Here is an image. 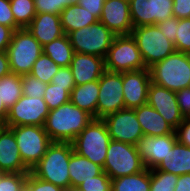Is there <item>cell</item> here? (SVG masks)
I'll list each match as a JSON object with an SVG mask.
<instances>
[{
    "instance_id": "6da1fadb",
    "label": "cell",
    "mask_w": 190,
    "mask_h": 191,
    "mask_svg": "<svg viewBox=\"0 0 190 191\" xmlns=\"http://www.w3.org/2000/svg\"><path fill=\"white\" fill-rule=\"evenodd\" d=\"M93 119L69 101L50 110L43 127L52 142H72Z\"/></svg>"
},
{
    "instance_id": "7a4b0ae2",
    "label": "cell",
    "mask_w": 190,
    "mask_h": 191,
    "mask_svg": "<svg viewBox=\"0 0 190 191\" xmlns=\"http://www.w3.org/2000/svg\"><path fill=\"white\" fill-rule=\"evenodd\" d=\"M73 151L71 142H52L30 172L41 180L67 190L71 188L68 167Z\"/></svg>"
},
{
    "instance_id": "3957f363",
    "label": "cell",
    "mask_w": 190,
    "mask_h": 191,
    "mask_svg": "<svg viewBox=\"0 0 190 191\" xmlns=\"http://www.w3.org/2000/svg\"><path fill=\"white\" fill-rule=\"evenodd\" d=\"M151 82L173 92L190 87V54L174 51L149 68Z\"/></svg>"
},
{
    "instance_id": "277c9868",
    "label": "cell",
    "mask_w": 190,
    "mask_h": 191,
    "mask_svg": "<svg viewBox=\"0 0 190 191\" xmlns=\"http://www.w3.org/2000/svg\"><path fill=\"white\" fill-rule=\"evenodd\" d=\"M110 141L105 122L93 119L71 143L74 152L103 167Z\"/></svg>"
},
{
    "instance_id": "5b68a950",
    "label": "cell",
    "mask_w": 190,
    "mask_h": 191,
    "mask_svg": "<svg viewBox=\"0 0 190 191\" xmlns=\"http://www.w3.org/2000/svg\"><path fill=\"white\" fill-rule=\"evenodd\" d=\"M42 53L43 47L26 28L15 30L7 48L11 73L20 76L31 73Z\"/></svg>"
},
{
    "instance_id": "8992f818",
    "label": "cell",
    "mask_w": 190,
    "mask_h": 191,
    "mask_svg": "<svg viewBox=\"0 0 190 191\" xmlns=\"http://www.w3.org/2000/svg\"><path fill=\"white\" fill-rule=\"evenodd\" d=\"M146 68L162 61L175 51L174 44L165 38L157 25H144L132 29Z\"/></svg>"
},
{
    "instance_id": "52a82bcc",
    "label": "cell",
    "mask_w": 190,
    "mask_h": 191,
    "mask_svg": "<svg viewBox=\"0 0 190 191\" xmlns=\"http://www.w3.org/2000/svg\"><path fill=\"white\" fill-rule=\"evenodd\" d=\"M145 169L136 146L116 140L109 142L103 171L111 179L136 174Z\"/></svg>"
},
{
    "instance_id": "ba28073f",
    "label": "cell",
    "mask_w": 190,
    "mask_h": 191,
    "mask_svg": "<svg viewBox=\"0 0 190 191\" xmlns=\"http://www.w3.org/2000/svg\"><path fill=\"white\" fill-rule=\"evenodd\" d=\"M105 68L111 72L146 69L137 43L131 34L115 35L105 57Z\"/></svg>"
},
{
    "instance_id": "9c48e42d",
    "label": "cell",
    "mask_w": 190,
    "mask_h": 191,
    "mask_svg": "<svg viewBox=\"0 0 190 191\" xmlns=\"http://www.w3.org/2000/svg\"><path fill=\"white\" fill-rule=\"evenodd\" d=\"M74 52L90 54L105 59L115 35L101 22L67 34Z\"/></svg>"
},
{
    "instance_id": "30bf717a",
    "label": "cell",
    "mask_w": 190,
    "mask_h": 191,
    "mask_svg": "<svg viewBox=\"0 0 190 191\" xmlns=\"http://www.w3.org/2000/svg\"><path fill=\"white\" fill-rule=\"evenodd\" d=\"M9 128L14 133L24 165L31 170L45 155L52 141L43 126L22 125Z\"/></svg>"
},
{
    "instance_id": "8fae6325",
    "label": "cell",
    "mask_w": 190,
    "mask_h": 191,
    "mask_svg": "<svg viewBox=\"0 0 190 191\" xmlns=\"http://www.w3.org/2000/svg\"><path fill=\"white\" fill-rule=\"evenodd\" d=\"M125 108L123 95V72L105 71L99 79V95L96 119Z\"/></svg>"
},
{
    "instance_id": "7c38bea8",
    "label": "cell",
    "mask_w": 190,
    "mask_h": 191,
    "mask_svg": "<svg viewBox=\"0 0 190 191\" xmlns=\"http://www.w3.org/2000/svg\"><path fill=\"white\" fill-rule=\"evenodd\" d=\"M50 110L43 98L22 95L20 99L8 109L6 127L22 125L44 126Z\"/></svg>"
},
{
    "instance_id": "4fadbf2b",
    "label": "cell",
    "mask_w": 190,
    "mask_h": 191,
    "mask_svg": "<svg viewBox=\"0 0 190 191\" xmlns=\"http://www.w3.org/2000/svg\"><path fill=\"white\" fill-rule=\"evenodd\" d=\"M102 120L107 126L111 140L136 146L144 135L134 109H121L108 114Z\"/></svg>"
},
{
    "instance_id": "5bb4252c",
    "label": "cell",
    "mask_w": 190,
    "mask_h": 191,
    "mask_svg": "<svg viewBox=\"0 0 190 191\" xmlns=\"http://www.w3.org/2000/svg\"><path fill=\"white\" fill-rule=\"evenodd\" d=\"M129 3L134 28L156 25L173 16V0H132Z\"/></svg>"
},
{
    "instance_id": "9a60e30c",
    "label": "cell",
    "mask_w": 190,
    "mask_h": 191,
    "mask_svg": "<svg viewBox=\"0 0 190 191\" xmlns=\"http://www.w3.org/2000/svg\"><path fill=\"white\" fill-rule=\"evenodd\" d=\"M177 142L176 133L160 136L143 135L136 144L145 168H156Z\"/></svg>"
},
{
    "instance_id": "2e32d148",
    "label": "cell",
    "mask_w": 190,
    "mask_h": 191,
    "mask_svg": "<svg viewBox=\"0 0 190 191\" xmlns=\"http://www.w3.org/2000/svg\"><path fill=\"white\" fill-rule=\"evenodd\" d=\"M147 103L169 123L174 129L184 120L175 92L165 87L150 83Z\"/></svg>"
},
{
    "instance_id": "e0dca14e",
    "label": "cell",
    "mask_w": 190,
    "mask_h": 191,
    "mask_svg": "<svg viewBox=\"0 0 190 191\" xmlns=\"http://www.w3.org/2000/svg\"><path fill=\"white\" fill-rule=\"evenodd\" d=\"M151 83L148 68L123 72V95L125 108L134 109L147 103Z\"/></svg>"
},
{
    "instance_id": "ac0fdd59",
    "label": "cell",
    "mask_w": 190,
    "mask_h": 191,
    "mask_svg": "<svg viewBox=\"0 0 190 191\" xmlns=\"http://www.w3.org/2000/svg\"><path fill=\"white\" fill-rule=\"evenodd\" d=\"M99 21L114 35L131 34L134 27L130 16V3L126 0H106Z\"/></svg>"
},
{
    "instance_id": "d6986e66",
    "label": "cell",
    "mask_w": 190,
    "mask_h": 191,
    "mask_svg": "<svg viewBox=\"0 0 190 191\" xmlns=\"http://www.w3.org/2000/svg\"><path fill=\"white\" fill-rule=\"evenodd\" d=\"M70 68L75 85L99 80L106 71L105 59L96 55L74 52Z\"/></svg>"
},
{
    "instance_id": "ffe728a7",
    "label": "cell",
    "mask_w": 190,
    "mask_h": 191,
    "mask_svg": "<svg viewBox=\"0 0 190 191\" xmlns=\"http://www.w3.org/2000/svg\"><path fill=\"white\" fill-rule=\"evenodd\" d=\"M0 168L6 173H29L24 165L13 131L5 127L0 132Z\"/></svg>"
},
{
    "instance_id": "44dd1931",
    "label": "cell",
    "mask_w": 190,
    "mask_h": 191,
    "mask_svg": "<svg viewBox=\"0 0 190 191\" xmlns=\"http://www.w3.org/2000/svg\"><path fill=\"white\" fill-rule=\"evenodd\" d=\"M26 29L42 47L65 35L60 15L56 14L37 13Z\"/></svg>"
},
{
    "instance_id": "7402d4cb",
    "label": "cell",
    "mask_w": 190,
    "mask_h": 191,
    "mask_svg": "<svg viewBox=\"0 0 190 191\" xmlns=\"http://www.w3.org/2000/svg\"><path fill=\"white\" fill-rule=\"evenodd\" d=\"M134 110L145 136L168 135L175 132V129L148 103Z\"/></svg>"
},
{
    "instance_id": "603a6c76",
    "label": "cell",
    "mask_w": 190,
    "mask_h": 191,
    "mask_svg": "<svg viewBox=\"0 0 190 191\" xmlns=\"http://www.w3.org/2000/svg\"><path fill=\"white\" fill-rule=\"evenodd\" d=\"M154 169L178 176L190 174V147L177 141L162 162Z\"/></svg>"
},
{
    "instance_id": "cb8c5ba5",
    "label": "cell",
    "mask_w": 190,
    "mask_h": 191,
    "mask_svg": "<svg viewBox=\"0 0 190 191\" xmlns=\"http://www.w3.org/2000/svg\"><path fill=\"white\" fill-rule=\"evenodd\" d=\"M69 176L71 187L77 188L83 181L100 175L103 172V167L93 163L86 157L80 156L73 151L69 162Z\"/></svg>"
},
{
    "instance_id": "d4e9b609",
    "label": "cell",
    "mask_w": 190,
    "mask_h": 191,
    "mask_svg": "<svg viewBox=\"0 0 190 191\" xmlns=\"http://www.w3.org/2000/svg\"><path fill=\"white\" fill-rule=\"evenodd\" d=\"M99 80L76 85L70 93V102L96 119Z\"/></svg>"
},
{
    "instance_id": "484cf974",
    "label": "cell",
    "mask_w": 190,
    "mask_h": 191,
    "mask_svg": "<svg viewBox=\"0 0 190 191\" xmlns=\"http://www.w3.org/2000/svg\"><path fill=\"white\" fill-rule=\"evenodd\" d=\"M60 20L66 35L69 32L90 26L99 21L93 14L79 4H71L67 6L61 12Z\"/></svg>"
},
{
    "instance_id": "4316f807",
    "label": "cell",
    "mask_w": 190,
    "mask_h": 191,
    "mask_svg": "<svg viewBox=\"0 0 190 191\" xmlns=\"http://www.w3.org/2000/svg\"><path fill=\"white\" fill-rule=\"evenodd\" d=\"M43 53L58 66L67 67L70 66L74 50L68 36L65 34L43 46Z\"/></svg>"
},
{
    "instance_id": "83f0119b",
    "label": "cell",
    "mask_w": 190,
    "mask_h": 191,
    "mask_svg": "<svg viewBox=\"0 0 190 191\" xmlns=\"http://www.w3.org/2000/svg\"><path fill=\"white\" fill-rule=\"evenodd\" d=\"M111 191H150V170L112 179Z\"/></svg>"
},
{
    "instance_id": "f1b7e54d",
    "label": "cell",
    "mask_w": 190,
    "mask_h": 191,
    "mask_svg": "<svg viewBox=\"0 0 190 191\" xmlns=\"http://www.w3.org/2000/svg\"><path fill=\"white\" fill-rule=\"evenodd\" d=\"M21 81V76L15 73L0 78V98L7 109H10L23 95Z\"/></svg>"
},
{
    "instance_id": "f546056e",
    "label": "cell",
    "mask_w": 190,
    "mask_h": 191,
    "mask_svg": "<svg viewBox=\"0 0 190 191\" xmlns=\"http://www.w3.org/2000/svg\"><path fill=\"white\" fill-rule=\"evenodd\" d=\"M10 7L20 28H26L37 14L34 0H10Z\"/></svg>"
},
{
    "instance_id": "4dcf8cb0",
    "label": "cell",
    "mask_w": 190,
    "mask_h": 191,
    "mask_svg": "<svg viewBox=\"0 0 190 191\" xmlns=\"http://www.w3.org/2000/svg\"><path fill=\"white\" fill-rule=\"evenodd\" d=\"M59 68L60 66L47 55L42 53L34 63L30 74L38 78L40 81L49 84Z\"/></svg>"
},
{
    "instance_id": "1f68e13d",
    "label": "cell",
    "mask_w": 190,
    "mask_h": 191,
    "mask_svg": "<svg viewBox=\"0 0 190 191\" xmlns=\"http://www.w3.org/2000/svg\"><path fill=\"white\" fill-rule=\"evenodd\" d=\"M178 175L158 169L150 170V191H174Z\"/></svg>"
},
{
    "instance_id": "d6a6232c",
    "label": "cell",
    "mask_w": 190,
    "mask_h": 191,
    "mask_svg": "<svg viewBox=\"0 0 190 191\" xmlns=\"http://www.w3.org/2000/svg\"><path fill=\"white\" fill-rule=\"evenodd\" d=\"M44 101L48 105L49 110L58 108L70 101V93L65 87L56 86L55 84L49 83L45 89Z\"/></svg>"
},
{
    "instance_id": "836d02e7",
    "label": "cell",
    "mask_w": 190,
    "mask_h": 191,
    "mask_svg": "<svg viewBox=\"0 0 190 191\" xmlns=\"http://www.w3.org/2000/svg\"><path fill=\"white\" fill-rule=\"evenodd\" d=\"M173 44L176 51L190 54V18L179 19Z\"/></svg>"
},
{
    "instance_id": "e575fe53",
    "label": "cell",
    "mask_w": 190,
    "mask_h": 191,
    "mask_svg": "<svg viewBox=\"0 0 190 191\" xmlns=\"http://www.w3.org/2000/svg\"><path fill=\"white\" fill-rule=\"evenodd\" d=\"M21 84H22V93L25 96L33 97V98H43L45 89L47 87V83L40 81L35 76L29 74H25L21 76Z\"/></svg>"
},
{
    "instance_id": "d590c367",
    "label": "cell",
    "mask_w": 190,
    "mask_h": 191,
    "mask_svg": "<svg viewBox=\"0 0 190 191\" xmlns=\"http://www.w3.org/2000/svg\"><path fill=\"white\" fill-rule=\"evenodd\" d=\"M80 0H34L36 13L60 15L71 4H78Z\"/></svg>"
},
{
    "instance_id": "8d00e7d4",
    "label": "cell",
    "mask_w": 190,
    "mask_h": 191,
    "mask_svg": "<svg viewBox=\"0 0 190 191\" xmlns=\"http://www.w3.org/2000/svg\"><path fill=\"white\" fill-rule=\"evenodd\" d=\"M28 173H5L0 180V191H24Z\"/></svg>"
},
{
    "instance_id": "74e56055",
    "label": "cell",
    "mask_w": 190,
    "mask_h": 191,
    "mask_svg": "<svg viewBox=\"0 0 190 191\" xmlns=\"http://www.w3.org/2000/svg\"><path fill=\"white\" fill-rule=\"evenodd\" d=\"M112 179L106 172L95 176L88 181H83L77 188L81 191H111Z\"/></svg>"
},
{
    "instance_id": "f35d334b",
    "label": "cell",
    "mask_w": 190,
    "mask_h": 191,
    "mask_svg": "<svg viewBox=\"0 0 190 191\" xmlns=\"http://www.w3.org/2000/svg\"><path fill=\"white\" fill-rule=\"evenodd\" d=\"M24 191H64V189L53 183L41 180L29 172Z\"/></svg>"
},
{
    "instance_id": "ab89813d",
    "label": "cell",
    "mask_w": 190,
    "mask_h": 191,
    "mask_svg": "<svg viewBox=\"0 0 190 191\" xmlns=\"http://www.w3.org/2000/svg\"><path fill=\"white\" fill-rule=\"evenodd\" d=\"M52 84L56 86L65 87L71 93V90L76 86L70 66L60 67L58 72L51 80Z\"/></svg>"
},
{
    "instance_id": "60d3db41",
    "label": "cell",
    "mask_w": 190,
    "mask_h": 191,
    "mask_svg": "<svg viewBox=\"0 0 190 191\" xmlns=\"http://www.w3.org/2000/svg\"><path fill=\"white\" fill-rule=\"evenodd\" d=\"M0 25L8 26L14 31L20 29V27L15 23L10 7V0H0Z\"/></svg>"
},
{
    "instance_id": "b9f144b4",
    "label": "cell",
    "mask_w": 190,
    "mask_h": 191,
    "mask_svg": "<svg viewBox=\"0 0 190 191\" xmlns=\"http://www.w3.org/2000/svg\"><path fill=\"white\" fill-rule=\"evenodd\" d=\"M178 21V18L172 16L165 21H161L156 24L165 38L170 40L172 43L176 41V28Z\"/></svg>"
},
{
    "instance_id": "7bdbcfd3",
    "label": "cell",
    "mask_w": 190,
    "mask_h": 191,
    "mask_svg": "<svg viewBox=\"0 0 190 191\" xmlns=\"http://www.w3.org/2000/svg\"><path fill=\"white\" fill-rule=\"evenodd\" d=\"M179 109L184 117H190V87L175 92Z\"/></svg>"
},
{
    "instance_id": "ee69618b",
    "label": "cell",
    "mask_w": 190,
    "mask_h": 191,
    "mask_svg": "<svg viewBox=\"0 0 190 191\" xmlns=\"http://www.w3.org/2000/svg\"><path fill=\"white\" fill-rule=\"evenodd\" d=\"M177 141L187 147H190V117H185L184 120L175 129Z\"/></svg>"
},
{
    "instance_id": "f6af8a7d",
    "label": "cell",
    "mask_w": 190,
    "mask_h": 191,
    "mask_svg": "<svg viewBox=\"0 0 190 191\" xmlns=\"http://www.w3.org/2000/svg\"><path fill=\"white\" fill-rule=\"evenodd\" d=\"M173 16L178 19L190 18V0H173Z\"/></svg>"
},
{
    "instance_id": "bcb514c9",
    "label": "cell",
    "mask_w": 190,
    "mask_h": 191,
    "mask_svg": "<svg viewBox=\"0 0 190 191\" xmlns=\"http://www.w3.org/2000/svg\"><path fill=\"white\" fill-rule=\"evenodd\" d=\"M105 1L106 0H80L78 4L99 20Z\"/></svg>"
},
{
    "instance_id": "7dc6e473",
    "label": "cell",
    "mask_w": 190,
    "mask_h": 191,
    "mask_svg": "<svg viewBox=\"0 0 190 191\" xmlns=\"http://www.w3.org/2000/svg\"><path fill=\"white\" fill-rule=\"evenodd\" d=\"M13 32L12 28L0 25V51H7Z\"/></svg>"
},
{
    "instance_id": "c3c4849f",
    "label": "cell",
    "mask_w": 190,
    "mask_h": 191,
    "mask_svg": "<svg viewBox=\"0 0 190 191\" xmlns=\"http://www.w3.org/2000/svg\"><path fill=\"white\" fill-rule=\"evenodd\" d=\"M10 73L11 71L7 51H0V78Z\"/></svg>"
},
{
    "instance_id": "681fc988",
    "label": "cell",
    "mask_w": 190,
    "mask_h": 191,
    "mask_svg": "<svg viewBox=\"0 0 190 191\" xmlns=\"http://www.w3.org/2000/svg\"><path fill=\"white\" fill-rule=\"evenodd\" d=\"M174 191H190V174L178 176Z\"/></svg>"
},
{
    "instance_id": "f907efd6",
    "label": "cell",
    "mask_w": 190,
    "mask_h": 191,
    "mask_svg": "<svg viewBox=\"0 0 190 191\" xmlns=\"http://www.w3.org/2000/svg\"><path fill=\"white\" fill-rule=\"evenodd\" d=\"M8 115V109L4 106L3 101L0 98V120L6 124V119Z\"/></svg>"
},
{
    "instance_id": "816d5d0a",
    "label": "cell",
    "mask_w": 190,
    "mask_h": 191,
    "mask_svg": "<svg viewBox=\"0 0 190 191\" xmlns=\"http://www.w3.org/2000/svg\"><path fill=\"white\" fill-rule=\"evenodd\" d=\"M6 127V124L0 120V132Z\"/></svg>"
},
{
    "instance_id": "f5cc1de1",
    "label": "cell",
    "mask_w": 190,
    "mask_h": 191,
    "mask_svg": "<svg viewBox=\"0 0 190 191\" xmlns=\"http://www.w3.org/2000/svg\"><path fill=\"white\" fill-rule=\"evenodd\" d=\"M5 171L2 169V168H0V180L2 179V177L5 175Z\"/></svg>"
},
{
    "instance_id": "db71d44e",
    "label": "cell",
    "mask_w": 190,
    "mask_h": 191,
    "mask_svg": "<svg viewBox=\"0 0 190 191\" xmlns=\"http://www.w3.org/2000/svg\"><path fill=\"white\" fill-rule=\"evenodd\" d=\"M73 191H81V190L78 189V188L73 187Z\"/></svg>"
},
{
    "instance_id": "11a10c76",
    "label": "cell",
    "mask_w": 190,
    "mask_h": 191,
    "mask_svg": "<svg viewBox=\"0 0 190 191\" xmlns=\"http://www.w3.org/2000/svg\"><path fill=\"white\" fill-rule=\"evenodd\" d=\"M64 191H73V187L67 189V190H64Z\"/></svg>"
}]
</instances>
